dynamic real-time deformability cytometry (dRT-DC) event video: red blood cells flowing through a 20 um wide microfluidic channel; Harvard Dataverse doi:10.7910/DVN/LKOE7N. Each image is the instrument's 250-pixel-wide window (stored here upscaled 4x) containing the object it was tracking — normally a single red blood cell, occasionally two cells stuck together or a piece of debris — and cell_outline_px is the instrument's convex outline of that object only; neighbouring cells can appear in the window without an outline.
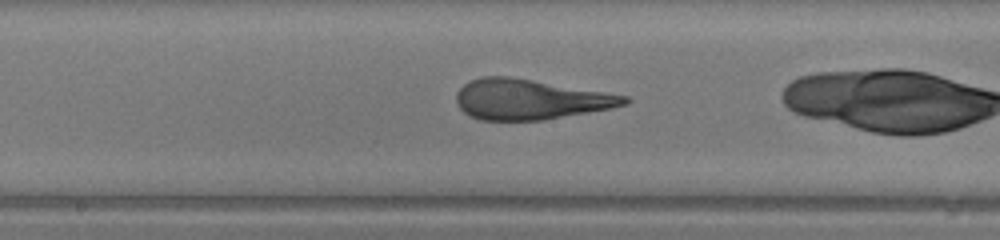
{"species": "human", "species_latin": "Homo sapiens", "temperature_condition": "warm", "stored_images_in_passage": 29, "camera_frame_rate_fps": 3000, "um_per_image_px": 0.085, "donor": {"sex": "male"}, "frame": {"image": 1, "passage_image": 17, "time_ms": 5.333, "image_size_px": [1000, 240], "cell_outline_px": [[632, 100], [628, 104], [612, 108], [544, 120], [480, 120], [468, 116], [456, 104], [456, 92], [468, 80], [480, 76], [508, 76], [628, 96]], "centroid_in_image_um": [45.01, 8.45], "position_along_channel_um": 203.2, "area_um2": 39.48}}
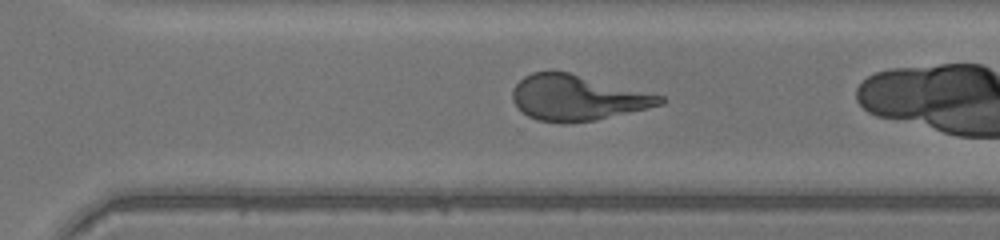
{"frame": {"image": 2, "passage_image": 25, "time_ms": 8.0, "image_size_px": [1000, 240], "cell_outline_px": [[664, 104], [648, 108], [596, 120], [564, 124], [560, 124], [540, 120], [528, 116], [512, 100], [512, 88], [524, 76], [532, 72], [568, 72], [664, 96]], "centroid_in_image_um": [49.07, 8.32], "position_along_channel_um": 321.5, "area_um2": 38.84}}